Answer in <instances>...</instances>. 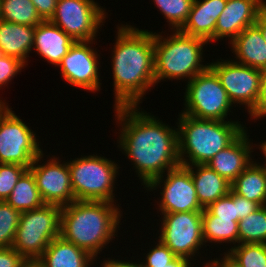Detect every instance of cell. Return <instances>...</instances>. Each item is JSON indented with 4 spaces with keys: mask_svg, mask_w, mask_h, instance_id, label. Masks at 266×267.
<instances>
[{
    "mask_svg": "<svg viewBox=\"0 0 266 267\" xmlns=\"http://www.w3.org/2000/svg\"><path fill=\"white\" fill-rule=\"evenodd\" d=\"M140 107L118 106L114 107V113L116 124L120 125L118 149L133 163L137 177L146 187L153 179L181 164L177 128Z\"/></svg>",
    "mask_w": 266,
    "mask_h": 267,
    "instance_id": "obj_1",
    "label": "cell"
},
{
    "mask_svg": "<svg viewBox=\"0 0 266 267\" xmlns=\"http://www.w3.org/2000/svg\"><path fill=\"white\" fill-rule=\"evenodd\" d=\"M116 26L111 51L114 107L139 106L144 94L156 85L154 33L127 23Z\"/></svg>",
    "mask_w": 266,
    "mask_h": 267,
    "instance_id": "obj_2",
    "label": "cell"
},
{
    "mask_svg": "<svg viewBox=\"0 0 266 267\" xmlns=\"http://www.w3.org/2000/svg\"><path fill=\"white\" fill-rule=\"evenodd\" d=\"M119 207L107 201L75 200L61 209L60 236L97 260L98 254L117 236L123 218Z\"/></svg>",
    "mask_w": 266,
    "mask_h": 267,
    "instance_id": "obj_3",
    "label": "cell"
},
{
    "mask_svg": "<svg viewBox=\"0 0 266 267\" xmlns=\"http://www.w3.org/2000/svg\"><path fill=\"white\" fill-rule=\"evenodd\" d=\"M178 156L182 166L207 165L247 127L241 121L197 119L179 114Z\"/></svg>",
    "mask_w": 266,
    "mask_h": 267,
    "instance_id": "obj_4",
    "label": "cell"
},
{
    "mask_svg": "<svg viewBox=\"0 0 266 267\" xmlns=\"http://www.w3.org/2000/svg\"><path fill=\"white\" fill-rule=\"evenodd\" d=\"M169 36L154 32L155 83L168 80L189 82L197 74L204 72L209 63L204 62L203 47L206 40L172 30Z\"/></svg>",
    "mask_w": 266,
    "mask_h": 267,
    "instance_id": "obj_5",
    "label": "cell"
},
{
    "mask_svg": "<svg viewBox=\"0 0 266 267\" xmlns=\"http://www.w3.org/2000/svg\"><path fill=\"white\" fill-rule=\"evenodd\" d=\"M114 162L97 154L68 161L75 200L116 203L113 192L121 167Z\"/></svg>",
    "mask_w": 266,
    "mask_h": 267,
    "instance_id": "obj_6",
    "label": "cell"
},
{
    "mask_svg": "<svg viewBox=\"0 0 266 267\" xmlns=\"http://www.w3.org/2000/svg\"><path fill=\"white\" fill-rule=\"evenodd\" d=\"M61 209L44 204L21 213L12 247L27 261H37L51 241L60 236Z\"/></svg>",
    "mask_w": 266,
    "mask_h": 267,
    "instance_id": "obj_7",
    "label": "cell"
},
{
    "mask_svg": "<svg viewBox=\"0 0 266 267\" xmlns=\"http://www.w3.org/2000/svg\"><path fill=\"white\" fill-rule=\"evenodd\" d=\"M186 84L183 99L185 107L181 114L197 119L233 121L231 118L228 120L227 116L236 105L230 101L218 76L210 67Z\"/></svg>",
    "mask_w": 266,
    "mask_h": 267,
    "instance_id": "obj_8",
    "label": "cell"
},
{
    "mask_svg": "<svg viewBox=\"0 0 266 267\" xmlns=\"http://www.w3.org/2000/svg\"><path fill=\"white\" fill-rule=\"evenodd\" d=\"M9 105H0V163L32 165L43 152L36 133L18 117Z\"/></svg>",
    "mask_w": 266,
    "mask_h": 267,
    "instance_id": "obj_9",
    "label": "cell"
},
{
    "mask_svg": "<svg viewBox=\"0 0 266 267\" xmlns=\"http://www.w3.org/2000/svg\"><path fill=\"white\" fill-rule=\"evenodd\" d=\"M159 240L177 257L193 262L199 255V249L205 245L202 229V211L176 212L160 214ZM198 253V254H197Z\"/></svg>",
    "mask_w": 266,
    "mask_h": 267,
    "instance_id": "obj_10",
    "label": "cell"
},
{
    "mask_svg": "<svg viewBox=\"0 0 266 267\" xmlns=\"http://www.w3.org/2000/svg\"><path fill=\"white\" fill-rule=\"evenodd\" d=\"M106 15V9L94 0H57L55 13L49 21L74 41H94Z\"/></svg>",
    "mask_w": 266,
    "mask_h": 267,
    "instance_id": "obj_11",
    "label": "cell"
},
{
    "mask_svg": "<svg viewBox=\"0 0 266 267\" xmlns=\"http://www.w3.org/2000/svg\"><path fill=\"white\" fill-rule=\"evenodd\" d=\"M161 187L162 190H159L161 197L158 199L160 201L156 202L157 206L159 205L157 211L161 214L204 210L198 202L191 172L185 166L180 165L168 170L143 188L151 192Z\"/></svg>",
    "mask_w": 266,
    "mask_h": 267,
    "instance_id": "obj_12",
    "label": "cell"
},
{
    "mask_svg": "<svg viewBox=\"0 0 266 267\" xmlns=\"http://www.w3.org/2000/svg\"><path fill=\"white\" fill-rule=\"evenodd\" d=\"M209 67L218 76L233 105L245 106L248 113L258 99L263 71L239 64L231 58L228 60L220 58L209 63Z\"/></svg>",
    "mask_w": 266,
    "mask_h": 267,
    "instance_id": "obj_13",
    "label": "cell"
},
{
    "mask_svg": "<svg viewBox=\"0 0 266 267\" xmlns=\"http://www.w3.org/2000/svg\"><path fill=\"white\" fill-rule=\"evenodd\" d=\"M44 152L33 161L29 170L33 173L37 188L45 204L60 207L75 201L72 190L68 161H63L56 156L43 159ZM56 157V158H55ZM42 160V161H41ZM41 161V162H40ZM44 161V163H42Z\"/></svg>",
    "mask_w": 266,
    "mask_h": 267,
    "instance_id": "obj_14",
    "label": "cell"
},
{
    "mask_svg": "<svg viewBox=\"0 0 266 267\" xmlns=\"http://www.w3.org/2000/svg\"><path fill=\"white\" fill-rule=\"evenodd\" d=\"M93 44V40L76 41L57 67L61 77L71 86L94 93L101 89L102 80L99 78L100 54L92 48Z\"/></svg>",
    "mask_w": 266,
    "mask_h": 267,
    "instance_id": "obj_15",
    "label": "cell"
},
{
    "mask_svg": "<svg viewBox=\"0 0 266 267\" xmlns=\"http://www.w3.org/2000/svg\"><path fill=\"white\" fill-rule=\"evenodd\" d=\"M264 0H227L219 15L214 31V41L231 43L246 27L255 24L258 14L265 8Z\"/></svg>",
    "mask_w": 266,
    "mask_h": 267,
    "instance_id": "obj_16",
    "label": "cell"
},
{
    "mask_svg": "<svg viewBox=\"0 0 266 267\" xmlns=\"http://www.w3.org/2000/svg\"><path fill=\"white\" fill-rule=\"evenodd\" d=\"M245 129L229 146L207 164L217 174L232 183L252 162L253 143ZM248 134V135H247Z\"/></svg>",
    "mask_w": 266,
    "mask_h": 267,
    "instance_id": "obj_17",
    "label": "cell"
},
{
    "mask_svg": "<svg viewBox=\"0 0 266 267\" xmlns=\"http://www.w3.org/2000/svg\"><path fill=\"white\" fill-rule=\"evenodd\" d=\"M61 28L45 20L35 26L34 52L48 63L58 66L75 43Z\"/></svg>",
    "mask_w": 266,
    "mask_h": 267,
    "instance_id": "obj_18",
    "label": "cell"
},
{
    "mask_svg": "<svg viewBox=\"0 0 266 267\" xmlns=\"http://www.w3.org/2000/svg\"><path fill=\"white\" fill-rule=\"evenodd\" d=\"M233 61L266 70V43L260 29L254 24L246 27L231 43Z\"/></svg>",
    "mask_w": 266,
    "mask_h": 267,
    "instance_id": "obj_19",
    "label": "cell"
},
{
    "mask_svg": "<svg viewBox=\"0 0 266 267\" xmlns=\"http://www.w3.org/2000/svg\"><path fill=\"white\" fill-rule=\"evenodd\" d=\"M96 259L75 244L54 238L37 262L42 267H91Z\"/></svg>",
    "mask_w": 266,
    "mask_h": 267,
    "instance_id": "obj_20",
    "label": "cell"
},
{
    "mask_svg": "<svg viewBox=\"0 0 266 267\" xmlns=\"http://www.w3.org/2000/svg\"><path fill=\"white\" fill-rule=\"evenodd\" d=\"M35 26L0 20V54L15 57L28 65L34 45Z\"/></svg>",
    "mask_w": 266,
    "mask_h": 267,
    "instance_id": "obj_21",
    "label": "cell"
},
{
    "mask_svg": "<svg viewBox=\"0 0 266 267\" xmlns=\"http://www.w3.org/2000/svg\"><path fill=\"white\" fill-rule=\"evenodd\" d=\"M191 172L198 202L203 208L229 194L231 183L207 165L186 167Z\"/></svg>",
    "mask_w": 266,
    "mask_h": 267,
    "instance_id": "obj_22",
    "label": "cell"
},
{
    "mask_svg": "<svg viewBox=\"0 0 266 267\" xmlns=\"http://www.w3.org/2000/svg\"><path fill=\"white\" fill-rule=\"evenodd\" d=\"M231 190L259 206L266 205V166L253 161L232 183Z\"/></svg>",
    "mask_w": 266,
    "mask_h": 267,
    "instance_id": "obj_23",
    "label": "cell"
},
{
    "mask_svg": "<svg viewBox=\"0 0 266 267\" xmlns=\"http://www.w3.org/2000/svg\"><path fill=\"white\" fill-rule=\"evenodd\" d=\"M202 229L205 244L238 243V222L214 216L207 208L202 211Z\"/></svg>",
    "mask_w": 266,
    "mask_h": 267,
    "instance_id": "obj_24",
    "label": "cell"
},
{
    "mask_svg": "<svg viewBox=\"0 0 266 267\" xmlns=\"http://www.w3.org/2000/svg\"><path fill=\"white\" fill-rule=\"evenodd\" d=\"M5 201L21 213L37 209L45 204L37 188L33 173L29 169L21 175Z\"/></svg>",
    "mask_w": 266,
    "mask_h": 267,
    "instance_id": "obj_25",
    "label": "cell"
},
{
    "mask_svg": "<svg viewBox=\"0 0 266 267\" xmlns=\"http://www.w3.org/2000/svg\"><path fill=\"white\" fill-rule=\"evenodd\" d=\"M216 23L208 12V0H193L188 19L180 31L211 43L214 42Z\"/></svg>",
    "mask_w": 266,
    "mask_h": 267,
    "instance_id": "obj_26",
    "label": "cell"
},
{
    "mask_svg": "<svg viewBox=\"0 0 266 267\" xmlns=\"http://www.w3.org/2000/svg\"><path fill=\"white\" fill-rule=\"evenodd\" d=\"M1 19L20 25L36 26L44 20L31 0H0Z\"/></svg>",
    "mask_w": 266,
    "mask_h": 267,
    "instance_id": "obj_27",
    "label": "cell"
},
{
    "mask_svg": "<svg viewBox=\"0 0 266 267\" xmlns=\"http://www.w3.org/2000/svg\"><path fill=\"white\" fill-rule=\"evenodd\" d=\"M266 244V205L238 221V244Z\"/></svg>",
    "mask_w": 266,
    "mask_h": 267,
    "instance_id": "obj_28",
    "label": "cell"
},
{
    "mask_svg": "<svg viewBox=\"0 0 266 267\" xmlns=\"http://www.w3.org/2000/svg\"><path fill=\"white\" fill-rule=\"evenodd\" d=\"M172 30H180L188 19L193 0H153ZM172 27V28H171Z\"/></svg>",
    "mask_w": 266,
    "mask_h": 267,
    "instance_id": "obj_29",
    "label": "cell"
},
{
    "mask_svg": "<svg viewBox=\"0 0 266 267\" xmlns=\"http://www.w3.org/2000/svg\"><path fill=\"white\" fill-rule=\"evenodd\" d=\"M226 252L242 267H266V244H237Z\"/></svg>",
    "mask_w": 266,
    "mask_h": 267,
    "instance_id": "obj_30",
    "label": "cell"
},
{
    "mask_svg": "<svg viewBox=\"0 0 266 267\" xmlns=\"http://www.w3.org/2000/svg\"><path fill=\"white\" fill-rule=\"evenodd\" d=\"M21 212L6 201H0V248L12 247Z\"/></svg>",
    "mask_w": 266,
    "mask_h": 267,
    "instance_id": "obj_31",
    "label": "cell"
},
{
    "mask_svg": "<svg viewBox=\"0 0 266 267\" xmlns=\"http://www.w3.org/2000/svg\"><path fill=\"white\" fill-rule=\"evenodd\" d=\"M27 169L18 164L0 163V201L9 197L18 179Z\"/></svg>",
    "mask_w": 266,
    "mask_h": 267,
    "instance_id": "obj_32",
    "label": "cell"
},
{
    "mask_svg": "<svg viewBox=\"0 0 266 267\" xmlns=\"http://www.w3.org/2000/svg\"><path fill=\"white\" fill-rule=\"evenodd\" d=\"M25 67V64L17 58L0 54V90L8 86V83H10ZM5 104L8 103H6L5 100L2 101L0 98V105Z\"/></svg>",
    "mask_w": 266,
    "mask_h": 267,
    "instance_id": "obj_33",
    "label": "cell"
},
{
    "mask_svg": "<svg viewBox=\"0 0 266 267\" xmlns=\"http://www.w3.org/2000/svg\"><path fill=\"white\" fill-rule=\"evenodd\" d=\"M157 242V245L148 250L143 262H140L142 267H164L177 257L159 239Z\"/></svg>",
    "mask_w": 266,
    "mask_h": 267,
    "instance_id": "obj_34",
    "label": "cell"
},
{
    "mask_svg": "<svg viewBox=\"0 0 266 267\" xmlns=\"http://www.w3.org/2000/svg\"><path fill=\"white\" fill-rule=\"evenodd\" d=\"M214 216L232 219L238 222L236 210V194L230 190L229 194L219 198L215 202H212L208 207H206Z\"/></svg>",
    "mask_w": 266,
    "mask_h": 267,
    "instance_id": "obj_35",
    "label": "cell"
},
{
    "mask_svg": "<svg viewBox=\"0 0 266 267\" xmlns=\"http://www.w3.org/2000/svg\"><path fill=\"white\" fill-rule=\"evenodd\" d=\"M251 120H262L266 117V73L263 75L260 83V91L255 106L248 112Z\"/></svg>",
    "mask_w": 266,
    "mask_h": 267,
    "instance_id": "obj_36",
    "label": "cell"
},
{
    "mask_svg": "<svg viewBox=\"0 0 266 267\" xmlns=\"http://www.w3.org/2000/svg\"><path fill=\"white\" fill-rule=\"evenodd\" d=\"M26 261L13 247L0 248V267H22Z\"/></svg>",
    "mask_w": 266,
    "mask_h": 267,
    "instance_id": "obj_37",
    "label": "cell"
},
{
    "mask_svg": "<svg viewBox=\"0 0 266 267\" xmlns=\"http://www.w3.org/2000/svg\"><path fill=\"white\" fill-rule=\"evenodd\" d=\"M37 9L40 17L45 20H50L55 13L57 0H31Z\"/></svg>",
    "mask_w": 266,
    "mask_h": 267,
    "instance_id": "obj_38",
    "label": "cell"
},
{
    "mask_svg": "<svg viewBox=\"0 0 266 267\" xmlns=\"http://www.w3.org/2000/svg\"><path fill=\"white\" fill-rule=\"evenodd\" d=\"M258 207L259 205L256 202L236 194V210L239 220L253 213Z\"/></svg>",
    "mask_w": 266,
    "mask_h": 267,
    "instance_id": "obj_39",
    "label": "cell"
},
{
    "mask_svg": "<svg viewBox=\"0 0 266 267\" xmlns=\"http://www.w3.org/2000/svg\"><path fill=\"white\" fill-rule=\"evenodd\" d=\"M222 256L220 258L208 260L203 266L204 267H242L236 260H234L225 250L223 254H220ZM221 259V260H220Z\"/></svg>",
    "mask_w": 266,
    "mask_h": 267,
    "instance_id": "obj_40",
    "label": "cell"
},
{
    "mask_svg": "<svg viewBox=\"0 0 266 267\" xmlns=\"http://www.w3.org/2000/svg\"><path fill=\"white\" fill-rule=\"evenodd\" d=\"M107 259V260H106ZM104 261H102L103 263L100 264V267H142L140 260L139 261H135L132 262L131 260L129 261H122L119 259H115V258H106Z\"/></svg>",
    "mask_w": 266,
    "mask_h": 267,
    "instance_id": "obj_41",
    "label": "cell"
},
{
    "mask_svg": "<svg viewBox=\"0 0 266 267\" xmlns=\"http://www.w3.org/2000/svg\"><path fill=\"white\" fill-rule=\"evenodd\" d=\"M227 0H208V12L211 17L218 19L219 15L225 9Z\"/></svg>",
    "mask_w": 266,
    "mask_h": 267,
    "instance_id": "obj_42",
    "label": "cell"
},
{
    "mask_svg": "<svg viewBox=\"0 0 266 267\" xmlns=\"http://www.w3.org/2000/svg\"><path fill=\"white\" fill-rule=\"evenodd\" d=\"M255 25L260 29L266 43V7L258 14Z\"/></svg>",
    "mask_w": 266,
    "mask_h": 267,
    "instance_id": "obj_43",
    "label": "cell"
},
{
    "mask_svg": "<svg viewBox=\"0 0 266 267\" xmlns=\"http://www.w3.org/2000/svg\"><path fill=\"white\" fill-rule=\"evenodd\" d=\"M189 259L183 257H176L173 261H171L167 266L164 267H194Z\"/></svg>",
    "mask_w": 266,
    "mask_h": 267,
    "instance_id": "obj_44",
    "label": "cell"
},
{
    "mask_svg": "<svg viewBox=\"0 0 266 267\" xmlns=\"http://www.w3.org/2000/svg\"><path fill=\"white\" fill-rule=\"evenodd\" d=\"M260 143H259V145L255 144V146H258V149L261 150L262 154L264 155V157H265V164L264 165L266 166V141H262Z\"/></svg>",
    "mask_w": 266,
    "mask_h": 267,
    "instance_id": "obj_45",
    "label": "cell"
},
{
    "mask_svg": "<svg viewBox=\"0 0 266 267\" xmlns=\"http://www.w3.org/2000/svg\"><path fill=\"white\" fill-rule=\"evenodd\" d=\"M22 267H42L37 261H26Z\"/></svg>",
    "mask_w": 266,
    "mask_h": 267,
    "instance_id": "obj_46",
    "label": "cell"
}]
</instances>
